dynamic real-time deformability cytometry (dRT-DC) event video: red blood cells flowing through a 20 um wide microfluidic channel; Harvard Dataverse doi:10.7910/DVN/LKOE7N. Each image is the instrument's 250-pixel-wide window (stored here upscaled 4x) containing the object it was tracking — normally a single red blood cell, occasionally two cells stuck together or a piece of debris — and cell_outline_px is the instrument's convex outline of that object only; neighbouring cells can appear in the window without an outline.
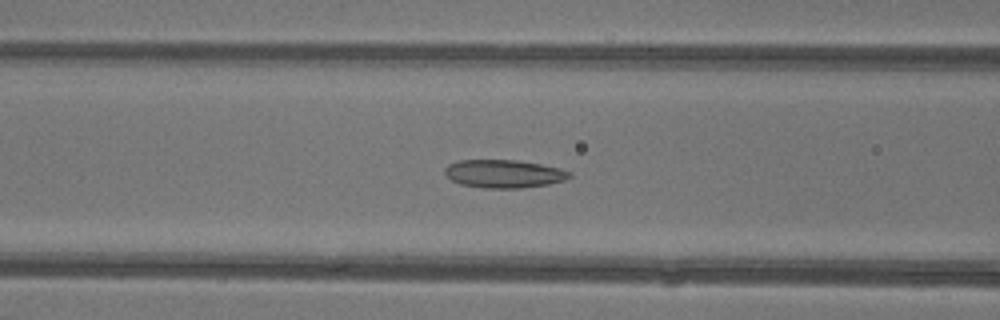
{"species": "common noctule bat (a hibernating species)", "species_latin": "Nyctalus noctula", "temperature_condition": "warm", "stored_images_in_passage": 47, "camera_frame_rate_fps": 3000, "um_per_image_px": 0.085, "animal": {"sex": "female"}, "frame": {"image": 1, "passage_image": 19, "time_ms": 6.0, "image_size_px": [1000, 320], "cell_outline_px": [[572, 176], [564, 180], [548, 184], [520, 188], [484, 188], [460, 184], [452, 180], [444, 172], [444, 168], [448, 164], [460, 160], [516, 160], [540, 164], [560, 168], [572, 172]], "centroid_in_image_um": [42.83, 14.77], "position_along_channel_um": 123.8, "area_um2": 20.4}}
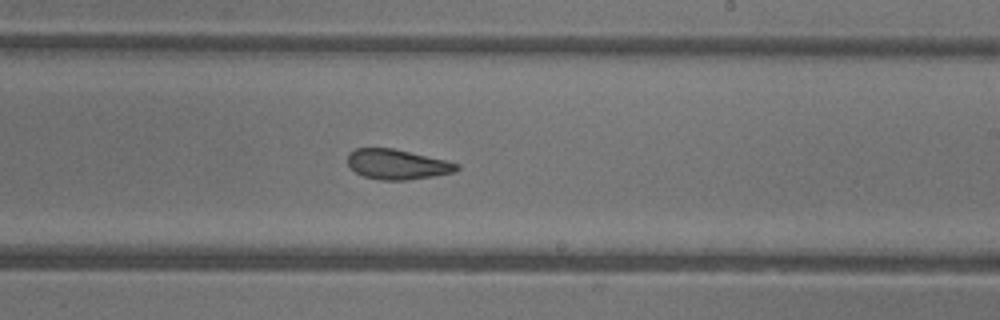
{"frame": {"image": 2, "passage_image": 28, "time_ms": 9.0, "image_size_px": [1000, 320], "cell_outline_px": [[460, 168], [452, 172], [432, 176], [408, 180], [380, 180], [364, 176], [356, 172], [348, 164], [348, 152], [356, 148], [392, 148], [444, 160], [460, 164]], "centroid_in_image_um": [33.73, 13.97], "position_along_channel_um": 255.3, "area_um2": 18.84}}
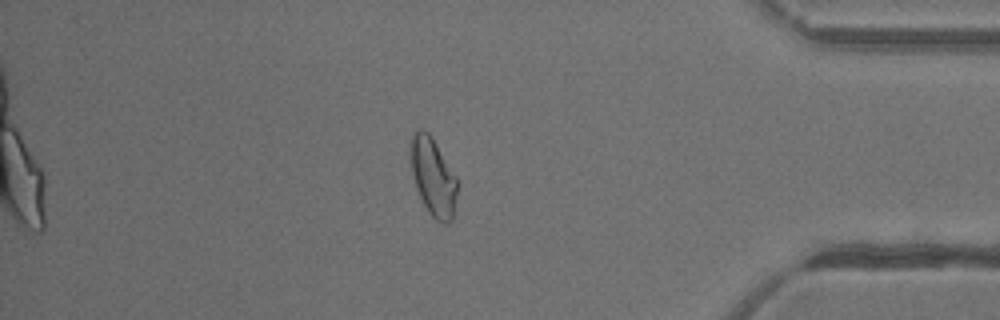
{"frame": {"image": 3, "passage_image": 40, "time_ms": 13.0, "image_size_px": [1000, 320], "cell_outline_px": [[460, 180], [452, 220], [448, 224], [444, 224], [436, 220], [428, 212], [416, 188], [412, 172], [412, 132], [416, 128], [424, 128], [432, 136]], "centroid_in_image_um": [36.87, 15.03], "position_along_channel_um": 398.3, "area_um2": 21.56}, "authors_computed_cell_mechanics": {"area_um2": 21.8484, "velocity_mm_per_s": 4.3943, "shape_relaxation_time_tau1_ms": null, "shape_relaxation_time_tau2_ms": 1.3325, "deformation_change_tau1": null, "deformation_change_tau2": 0.0911}}